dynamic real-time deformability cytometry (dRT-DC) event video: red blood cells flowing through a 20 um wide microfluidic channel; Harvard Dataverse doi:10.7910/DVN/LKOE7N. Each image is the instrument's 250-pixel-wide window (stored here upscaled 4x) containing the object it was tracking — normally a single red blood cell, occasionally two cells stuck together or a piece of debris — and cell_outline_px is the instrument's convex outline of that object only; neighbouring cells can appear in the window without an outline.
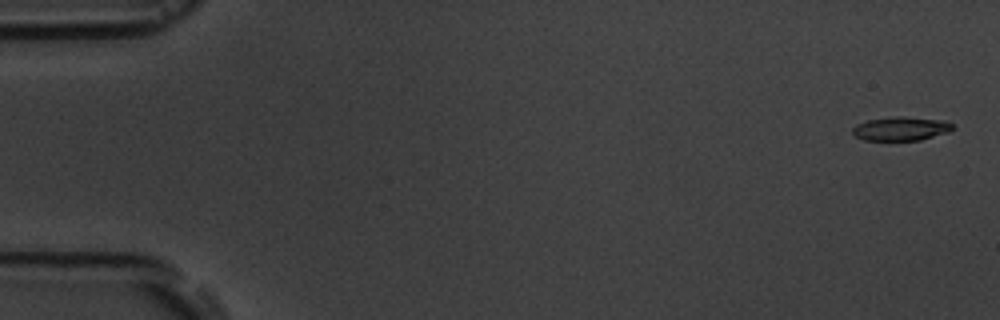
{"species": "common noctule bat (a hibernating species)", "species_latin": "Nyctalus noctula", "temperature_condition": "room temperature", "stored_images_in_passage": 17, "camera_frame_rate_fps": 3000, "um_per_image_px": 0.085, "animal": {"sex": "male", "body_mass_g": 19.5, "forearm_length_mm": 54.6}, "frame": {"image": 1, "passage_image": 1, "time_ms": 0.0, "image_size_px": [1000, 320], "cell_outline_px": [[952, 128], [948, 132], [920, 140], [864, 140], [856, 136], [852, 132], [852, 128], [856, 124], [868, 120], [896, 116], [904, 116], [948, 120], [952, 124]], "centroid_in_image_um": [76.59, 10.92], "position_along_channel_um": 8.4, "area_um2": 13.93}}
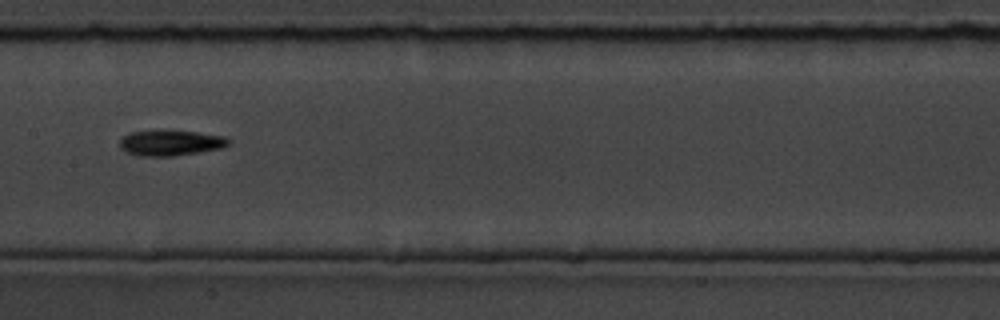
{"frame": {"image": 2, "passage_image": 9, "time_ms": 9.0, "image_size_px": [1000, 320], "cell_outline_px": [[228, 144], [220, 148], [200, 152], [172, 156], [140, 156], [128, 152], [120, 148], [120, 140], [128, 132], [196, 132], [224, 136], [228, 140]], "centroid_in_image_um": [14.48, 12.17], "position_along_channel_um": 192.9, "area_um2": 15.55}}
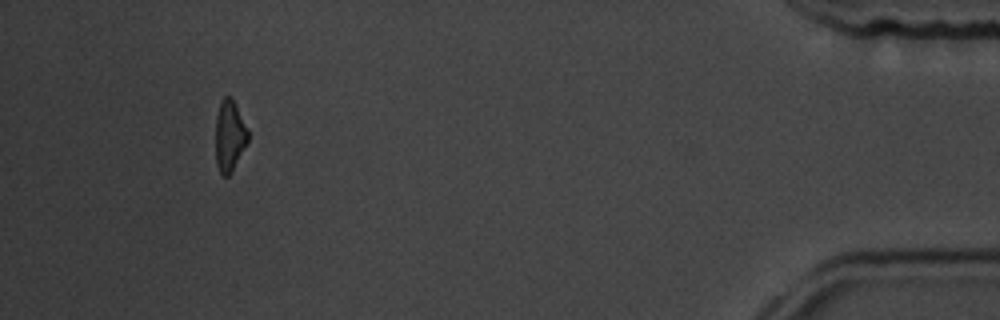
{"frame": {"image": 3, "passage_image": 16, "time_ms": 17.0, "image_size_px": [1000, 320], "cell_outline_px": [[248, 140], [232, 172], [228, 176], [224, 176], [220, 172], [216, 164], [216, 116], [220, 104], [224, 96], [232, 96], [248, 132]], "centroid_in_image_um": [19.5, 11.55], "position_along_channel_um": 415.7, "area_um2": 13.24}}